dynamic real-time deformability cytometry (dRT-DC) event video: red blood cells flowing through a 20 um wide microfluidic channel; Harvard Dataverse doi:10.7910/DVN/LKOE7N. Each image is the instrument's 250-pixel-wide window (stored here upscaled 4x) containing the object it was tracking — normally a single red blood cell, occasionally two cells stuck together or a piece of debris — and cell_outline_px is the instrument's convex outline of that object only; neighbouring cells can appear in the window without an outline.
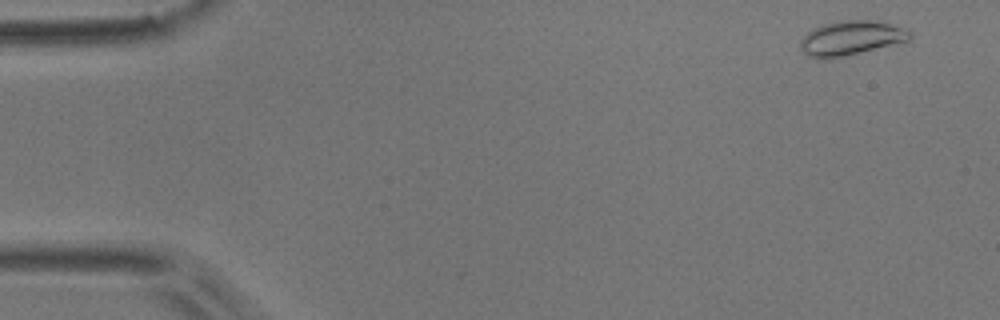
{"species": "common noctule bat (a hibernating species)", "species_latin": "Nyctalus noctula", "temperature_condition": "room temperature", "stored_images_in_passage": 4, "camera_frame_rate_fps": 3000, "um_per_image_px": 0.085, "animal": {"sex": "male", "body_mass_g": 17.9}, "frame": {"image": 1, "passage_image": 1, "time_ms": 0.0, "image_size_px": [1000, 320], "cell_outline_px": [[912, 36], [908, 40], [844, 56], [808, 56], [800, 48], [800, 40], [808, 32], [824, 24], [840, 20], [876, 20], [912, 28]], "centroid_in_image_um": [72.44, 3.18], "position_along_channel_um": 12.6, "area_um2": 21.56}}